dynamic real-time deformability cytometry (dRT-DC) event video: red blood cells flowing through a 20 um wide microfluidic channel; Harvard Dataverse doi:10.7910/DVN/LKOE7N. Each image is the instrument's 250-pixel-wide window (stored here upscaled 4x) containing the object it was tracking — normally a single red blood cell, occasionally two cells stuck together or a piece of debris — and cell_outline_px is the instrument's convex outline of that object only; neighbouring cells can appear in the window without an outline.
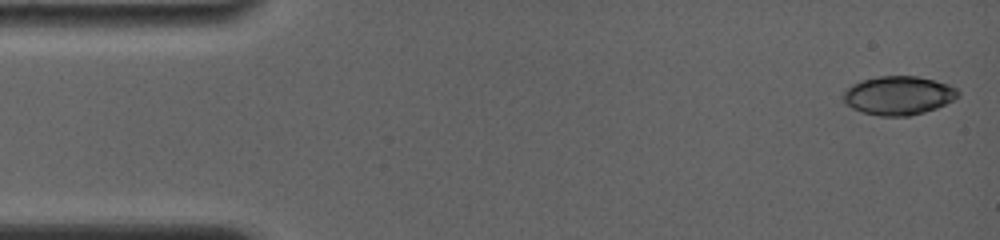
{"species": "common noctule bat (a hibernating species)", "species_latin": "Nyctalus noctula", "temperature_condition": "room temperature", "stored_images_in_passage": 3, "camera_frame_rate_fps": 4000, "um_per_image_px": 0.085, "animal": {"sex": "female", "body_mass_g": 19.0, "forearm_length_mm": 56.7}, "frame": {"image": 1, "passage_image": 1, "time_ms": 0.0, "image_size_px": [1000, 240], "cell_outline_px": [[960, 96], [936, 108], [924, 112], [908, 116], [880, 116], [860, 112], [844, 104], [840, 96], [852, 84], [860, 80], [880, 76], [916, 76], [948, 84], [956, 88], [960, 92]], "centroid_in_image_um": [76.32, 8.12], "position_along_channel_um": 8.7, "area_um2": 26.07}}